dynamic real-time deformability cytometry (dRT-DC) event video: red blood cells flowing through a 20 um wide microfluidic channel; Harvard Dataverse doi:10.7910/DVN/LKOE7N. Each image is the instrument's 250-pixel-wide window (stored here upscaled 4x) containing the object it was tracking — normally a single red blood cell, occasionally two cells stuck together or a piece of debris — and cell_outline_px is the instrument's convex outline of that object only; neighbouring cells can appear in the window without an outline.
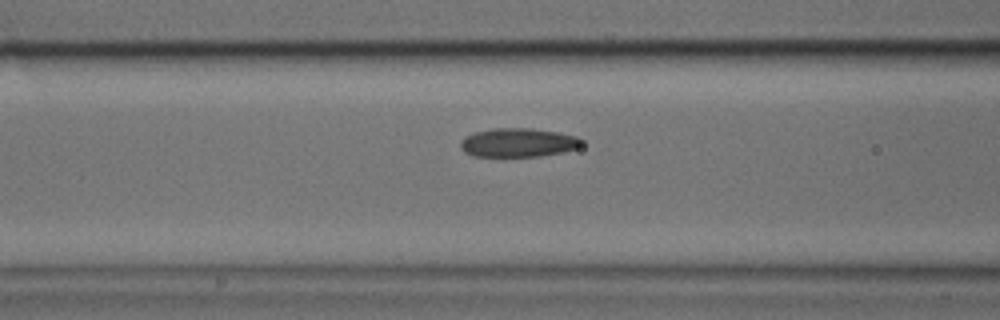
{"species": "common noctule bat (a hibernating species)", "species_latin": "Nyctalus noctula", "temperature_condition": "cold", "stored_images_in_passage": 35, "camera_frame_rate_fps": 3000, "um_per_image_px": 0.085, "animal": {"sex": "male", "body_mass_g": 17.9, "forearm_length_mm": 54.2}, "frame": {"image": 1, "passage_image": 7, "time_ms": 2.0, "image_size_px": [1000, 320], "cell_outline_px": [[584, 144], [576, 148], [564, 152], [540, 156], [472, 156], [464, 152], [460, 148], [460, 144], [464, 136], [476, 132], [492, 128], [532, 128], [556, 132], [576, 136], [584, 140]], "centroid_in_image_um": [44.05, 12.12], "position_along_channel_um": 122.6, "area_um2": 20.46}}
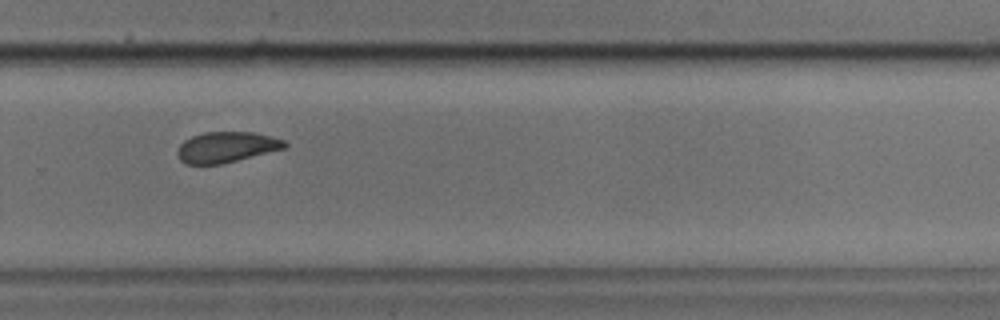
{"frame": {"image": 2, "passage_image": 21, "time_ms": 6.667, "image_size_px": [1000, 320], "cell_outline_px": [[288, 144], [284, 148], [220, 164], [184, 164], [180, 160], [176, 152], [180, 144], [184, 140], [192, 136], [204, 132], [256, 132], [272, 136], [284, 140]], "centroid_in_image_um": [19.22, 12.49], "position_along_channel_um": 310.6, "area_um2": 19.07}}
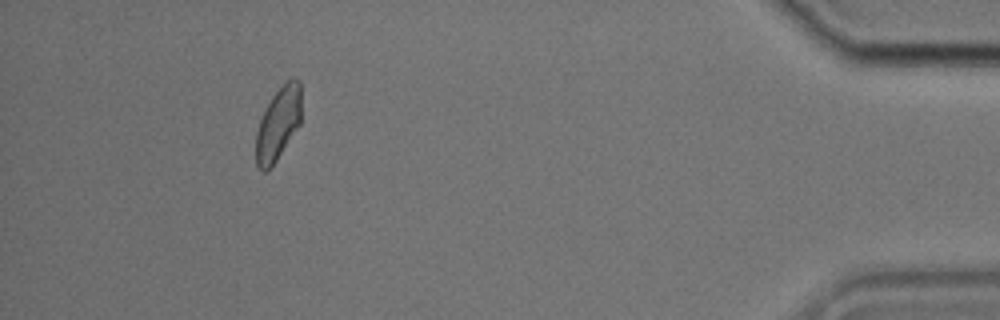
{"frame": {"image": 3, "passage_image": 33, "time_ms": 10.667, "image_size_px": [1000, 320], "cell_outline_px": [[300, 124], [268, 172], [264, 172], [256, 164], [256, 132], [260, 120], [272, 96], [292, 76], [300, 80]], "centroid_in_image_um": [23.64, 10.53], "position_along_channel_um": 411.6, "area_um2": 18.96}}